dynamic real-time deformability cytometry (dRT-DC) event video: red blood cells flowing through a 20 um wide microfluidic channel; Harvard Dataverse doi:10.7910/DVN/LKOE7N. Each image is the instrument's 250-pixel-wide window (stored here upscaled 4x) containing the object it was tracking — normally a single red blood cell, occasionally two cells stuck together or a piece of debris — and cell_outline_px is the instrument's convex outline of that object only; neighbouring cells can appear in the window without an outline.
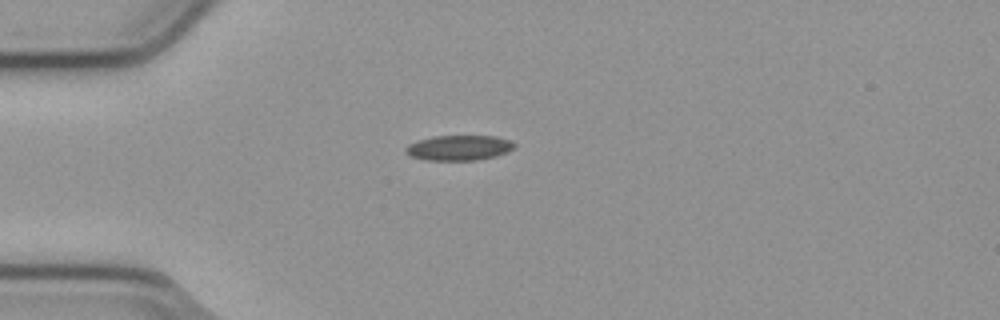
{"species": "common noctule bat (a hibernating species)", "species_latin": "Nyctalus noctula", "temperature_condition": "cold", "stored_images_in_passage": 41, "camera_frame_rate_fps": 3000, "um_per_image_px": 0.085, "animal": {"sex": "male", "body_mass_g": 23.1, "forearm_length_mm": 52.7}, "frame": {"image": 1, "passage_image": 1, "time_ms": 0.0, "image_size_px": [1000, 320], "cell_outline_px": [[516, 144], [508, 152], [496, 156], [476, 160], [424, 160], [408, 156], [404, 152], [404, 148], [408, 144], [416, 140], [432, 136], [496, 136], [508, 140]], "centroid_in_image_um": [38.94, 12.56], "position_along_channel_um": 46.1, "area_um2": 16.13}}
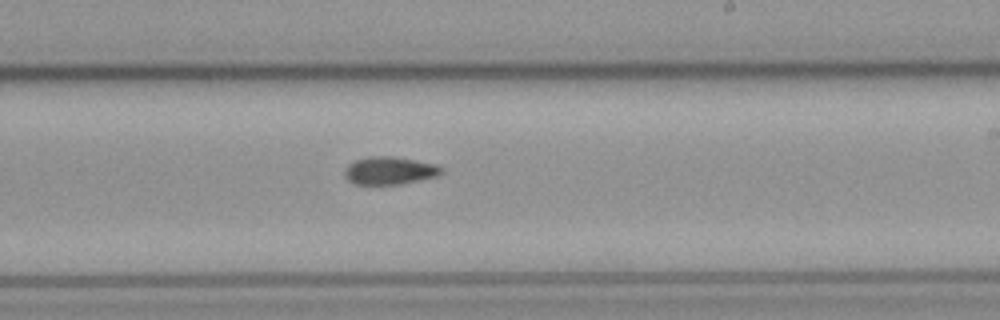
{"frame": {"image": 2, "passage_image": 19, "time_ms": 6.0, "image_size_px": [1000, 320], "cell_outline_px": [[444, 172], [436, 176], [400, 184], [356, 184], [348, 180], [344, 176], [344, 168], [348, 164], [356, 160], [368, 156], [392, 156], [416, 160], [436, 164], [444, 168]], "centroid_in_image_um": [33.11, 14.49], "position_along_channel_um": 255.9, "area_um2": 15.72}}
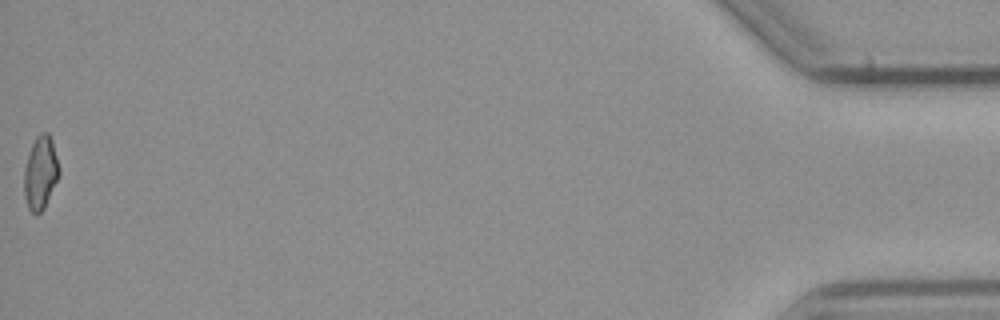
{"frame": {"image": 3, "passage_image": 41, "time_ms": 13.333, "image_size_px": [1000, 320], "cell_outline_px": [[60, 176], [44, 208], [36, 216], [28, 208], [24, 196], [24, 168], [32, 144], [36, 136], [40, 132], [48, 132], [52, 140], [60, 168]], "centroid_in_image_um": [3.45, 14.69], "position_along_channel_um": 431.7, "area_um2": 15.14}, "authors_computed_cell_mechanics": {"area_um2": 15.5482, "velocity_mm_per_s": 3.8052, "shape_relaxation_time_tau1_ms": null, "shape_relaxation_time_tau2_ms": 8.5993, "deformation_change_tau1": null, "deformation_change_tau2": 0.1296}}